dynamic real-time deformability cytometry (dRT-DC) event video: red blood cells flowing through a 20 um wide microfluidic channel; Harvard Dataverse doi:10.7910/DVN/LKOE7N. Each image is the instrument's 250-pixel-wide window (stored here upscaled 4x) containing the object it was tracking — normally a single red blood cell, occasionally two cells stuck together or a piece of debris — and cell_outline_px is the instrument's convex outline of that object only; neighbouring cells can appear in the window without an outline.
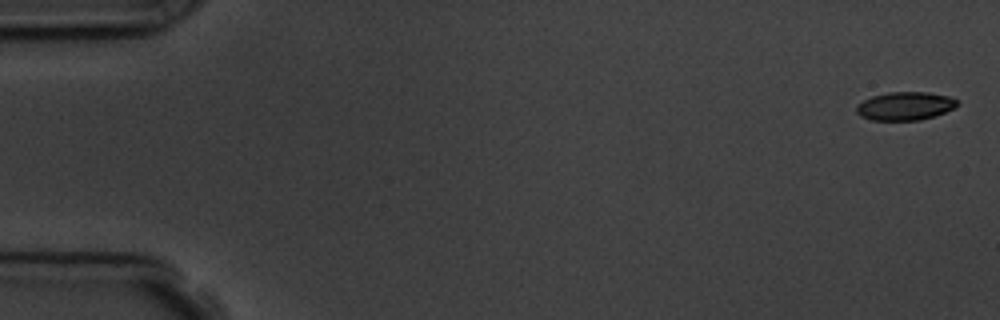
{"species": "common noctule bat (a hibernating species)", "species_latin": "Nyctalus noctula", "temperature_condition": "room temperature", "stored_images_in_passage": 5, "camera_frame_rate_fps": 3000, "um_per_image_px": 0.085, "animal": {"sex": "male", "body_mass_g": 19.5, "forearm_length_mm": 54.6}, "frame": {"image": 1, "passage_image": 1, "time_ms": 0.0, "image_size_px": [1000, 320], "cell_outline_px": [[960, 104], [944, 112], [920, 120], [872, 120], [860, 116], [856, 112], [856, 108], [864, 100], [872, 96], [888, 92], [928, 92], [948, 96], [960, 100]], "centroid_in_image_um": [76.95, 9.0], "position_along_channel_um": 8.0, "area_um2": 16.53}}
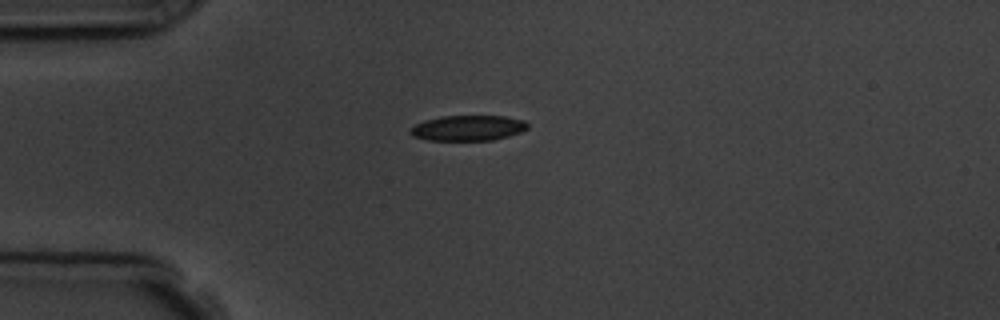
{"frame": {"image": 2, "passage_image": 5, "time_ms": 4.333, "image_size_px": [1000, 320], "cell_outline_px": [[528, 128], [520, 132], [508, 136], [492, 140], [428, 140], [412, 136], [408, 132], [416, 124], [424, 120], [444, 116], [504, 116], [524, 120], [528, 124]], "centroid_in_image_um": [39.78, 10.88], "position_along_channel_um": 45.2, "area_um2": 17.28}}